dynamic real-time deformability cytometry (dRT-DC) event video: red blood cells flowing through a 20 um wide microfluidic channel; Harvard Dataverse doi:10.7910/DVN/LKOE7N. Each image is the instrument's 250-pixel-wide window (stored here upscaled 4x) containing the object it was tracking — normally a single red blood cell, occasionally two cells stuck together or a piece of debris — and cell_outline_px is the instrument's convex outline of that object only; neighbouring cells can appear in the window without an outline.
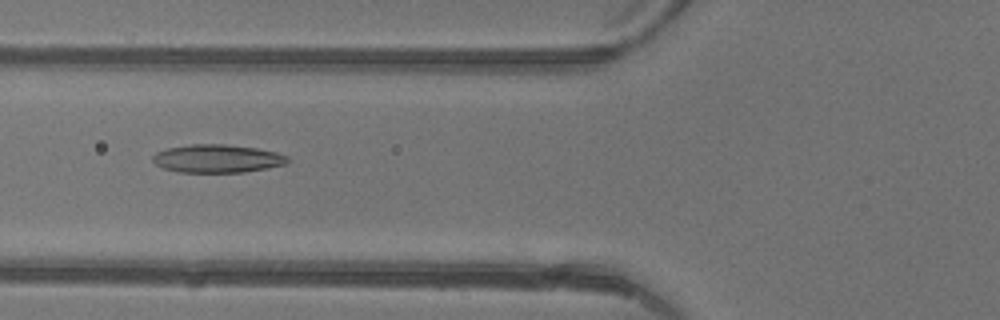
{"species": "common noctule bat (a hibernating species)", "species_latin": "Nyctalus noctula", "temperature_condition": "warm", "stored_images_in_passage": 48, "camera_frame_rate_fps": 3000, "um_per_image_px": 0.085, "animal": {"sex": "female"}, "frame": {"image": 1, "passage_image": 19, "time_ms": 6.0, "image_size_px": [1000, 320], "cell_outline_px": [[288, 164], [268, 168], [244, 172], [176, 172], [164, 168], [156, 164], [152, 160], [152, 156], [156, 152], [168, 148], [192, 144], [224, 144], [256, 148], [276, 152], [288, 156]], "centroid_in_image_um": [18.48, 13.48], "position_along_channel_um": 107.3, "area_um2": 22.14}}
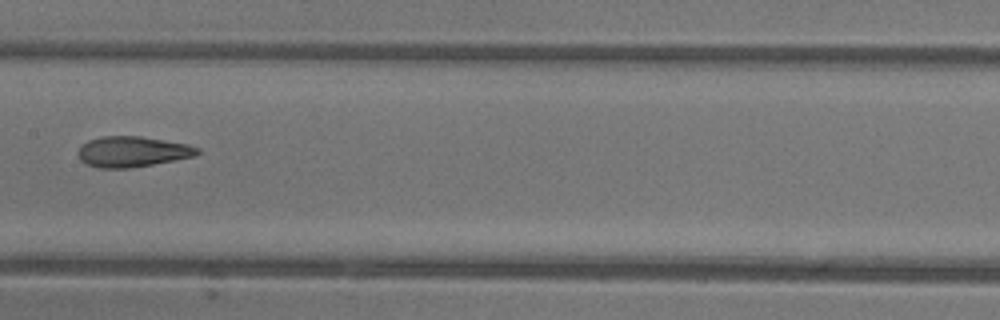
{"frame": {"image": 2, "passage_image": 25, "time_ms": 8.0, "image_size_px": [1000, 320], "cell_outline_px": [[200, 152], [196, 156], [152, 164], [128, 168], [100, 168], [88, 164], [80, 160], [76, 152], [80, 144], [88, 140], [100, 136], [140, 136], [188, 144], [200, 148]], "centroid_in_image_um": [11.22, 12.88], "position_along_channel_um": 196.2, "area_um2": 21.39}}
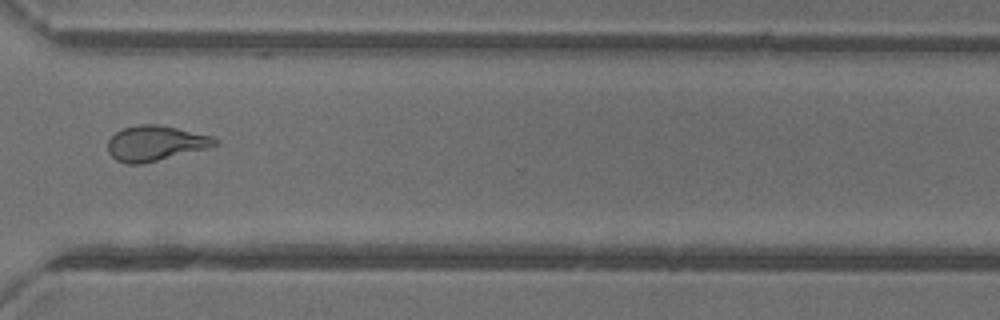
{"frame": {"image": 3, "passage_image": 36, "time_ms": 11.667, "image_size_px": [1000, 320], "cell_outline_px": [[220, 144], [208, 148], [140, 164], [128, 164], [116, 160], [108, 152], [108, 140], [116, 132], [124, 128], [140, 124], [156, 124], [176, 128], [212, 136], [220, 140]], "centroid_in_image_um": [13.23, 12.17], "position_along_channel_um": 357.4, "area_um2": 21.79}, "authors_computed_cell_mechanics": {"area_um2": 22.3108, "velocity_mm_per_s": 4.41, "shape_relaxation_time_tau1_ms": 5.8073, "shape_relaxation_time_tau2_ms": 2.2516, "deformation_change_tau1": 0.22, "deformation_change_tau2": 0.0959}}